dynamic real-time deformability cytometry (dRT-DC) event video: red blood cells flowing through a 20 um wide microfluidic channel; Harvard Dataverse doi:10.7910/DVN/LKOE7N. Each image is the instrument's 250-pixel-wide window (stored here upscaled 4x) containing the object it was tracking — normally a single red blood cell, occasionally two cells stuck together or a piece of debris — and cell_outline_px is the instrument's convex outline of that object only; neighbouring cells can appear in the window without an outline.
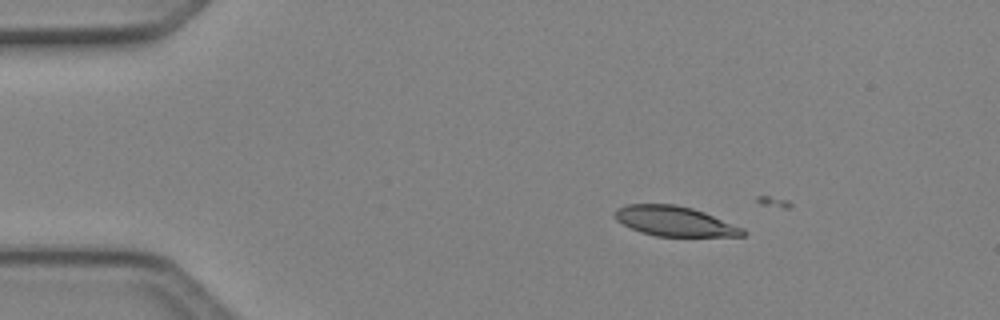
{"species": "Egyptian fruit bat (a non-hibernating species)", "species_latin": "Rousettus aegyptiacus", "temperature_condition": "cold", "stored_images_in_passage": 4, "camera_frame_rate_fps": 3000, "um_per_image_px": 0.085, "animal": {"sex": "female"}, "frame": {"image": 1, "passage_image": 2, "time_ms": 0.333, "image_size_px": [1000, 320], "cell_outline_px": [[748, 232], [744, 236], [656, 236], [640, 232], [616, 220], [616, 208], [628, 204], [676, 204], [692, 208], [704, 212], [744, 228]], "centroid_in_image_um": [57.38, 18.8], "position_along_channel_um": 27.6, "area_um2": 22.2}}